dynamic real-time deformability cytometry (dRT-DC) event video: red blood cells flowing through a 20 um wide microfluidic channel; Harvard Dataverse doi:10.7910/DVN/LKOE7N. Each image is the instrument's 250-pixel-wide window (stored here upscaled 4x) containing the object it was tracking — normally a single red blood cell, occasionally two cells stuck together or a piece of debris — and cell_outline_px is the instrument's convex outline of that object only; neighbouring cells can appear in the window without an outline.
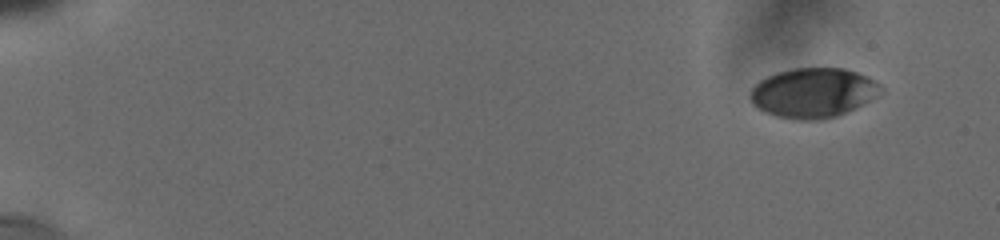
{"species": "human", "species_latin": "Homo sapiens", "temperature_condition": "cold", "stored_images_in_passage": 7, "camera_frame_rate_fps": 3000, "um_per_image_px": 0.085, "donor": {"sex": "male"}, "frame": {"image": 1, "passage_image": 1, "time_ms": 0.0, "image_size_px": [1000, 240], "cell_outline_px": [[876, 96], [856, 108], [848, 112], [836, 116], [820, 120], [796, 120], [776, 116], [760, 108], [752, 100], [752, 88], [760, 80], [776, 72], [792, 68], [844, 68], [868, 76], [876, 84]], "centroid_in_image_um": [69.1, 7.89], "position_along_channel_um": 15.9, "area_um2": 37.05}}
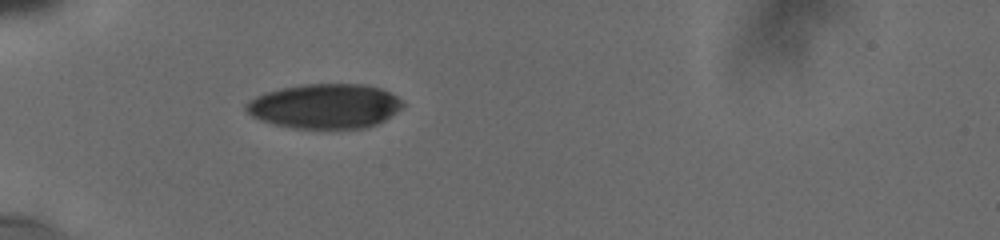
{"frame": {"image": 2, "passage_image": 7, "time_ms": 5.0, "image_size_px": [1000, 240], "cell_outline_px": [[404, 104], [396, 112], [384, 120], [376, 124], [364, 128], [292, 128], [272, 124], [260, 120], [252, 116], [244, 108], [256, 96], [264, 92], [280, 88], [304, 84], [364, 84], [380, 88], [404, 100]], "centroid_in_image_um": [27.62, 9.02], "position_along_channel_um": 57.4, "area_um2": 40.69}}